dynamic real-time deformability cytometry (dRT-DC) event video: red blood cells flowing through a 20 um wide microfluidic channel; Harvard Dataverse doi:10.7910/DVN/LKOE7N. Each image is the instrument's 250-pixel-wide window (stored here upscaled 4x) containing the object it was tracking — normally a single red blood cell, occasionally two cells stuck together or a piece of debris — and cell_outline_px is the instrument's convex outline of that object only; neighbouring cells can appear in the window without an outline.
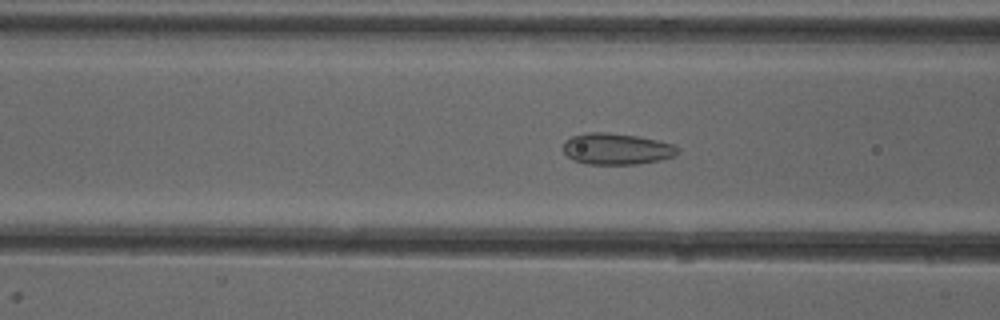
{"species": "common noctule bat (a hibernating species)", "species_latin": "Nyctalus noctula", "temperature_condition": "cold", "stored_images_in_passage": 31, "camera_frame_rate_fps": 3000, "um_per_image_px": 0.085, "animal": {"sex": "female"}, "frame": {"image": 1, "passage_image": 20, "time_ms": 6.333, "image_size_px": [1000, 320], "cell_outline_px": [[680, 152], [676, 156], [660, 160], [636, 164], [588, 164], [572, 160], [564, 152], [564, 140], [572, 136], [588, 132], [608, 132], [636, 136], [656, 140], [672, 144], [680, 148]], "centroid_in_image_um": [52.42, 12.66], "position_along_channel_um": 114.2, "area_um2": 20.98}}
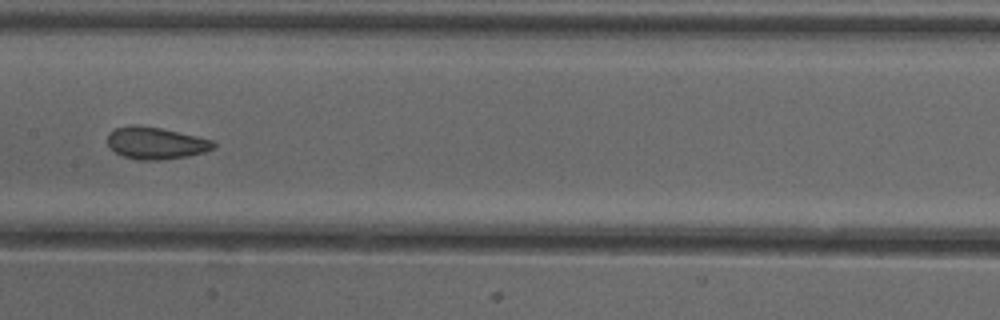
{"frame": {"image": 2, "passage_image": 26, "time_ms": 8.333, "image_size_px": [1000, 320], "cell_outline_px": [[216, 148], [204, 152], [188, 156], [160, 160], [136, 160], [124, 156], [116, 152], [108, 144], [108, 132], [116, 128], [132, 124], [136, 124], [160, 128], [196, 136], [212, 140], [216, 144]], "centroid_in_image_um": [13.24, 12.16], "position_along_channel_um": 194.2, "area_um2": 19.77}}
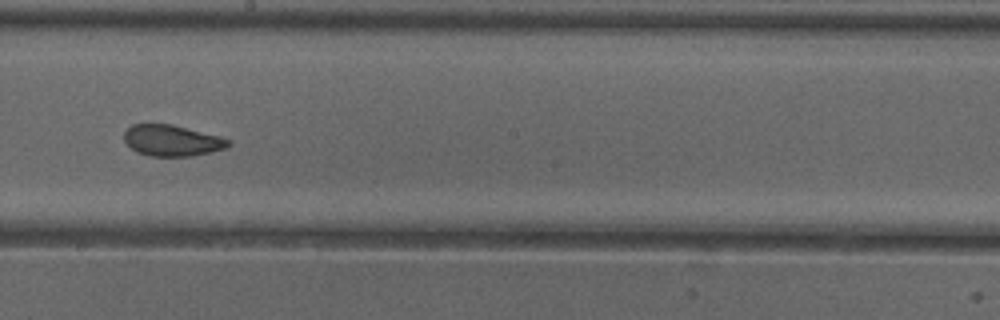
{"frame": {"image": 3, "passage_image": 29, "time_ms": 9.333, "image_size_px": [1000, 320], "cell_outline_px": [[232, 144], [224, 148], [212, 152], [192, 156], [152, 156], [136, 152], [124, 140], [124, 132], [132, 124], [172, 124], [220, 136], [228, 140]], "centroid_in_image_um": [14.62, 11.94], "position_along_channel_um": 233.6, "area_um2": 18.84}}